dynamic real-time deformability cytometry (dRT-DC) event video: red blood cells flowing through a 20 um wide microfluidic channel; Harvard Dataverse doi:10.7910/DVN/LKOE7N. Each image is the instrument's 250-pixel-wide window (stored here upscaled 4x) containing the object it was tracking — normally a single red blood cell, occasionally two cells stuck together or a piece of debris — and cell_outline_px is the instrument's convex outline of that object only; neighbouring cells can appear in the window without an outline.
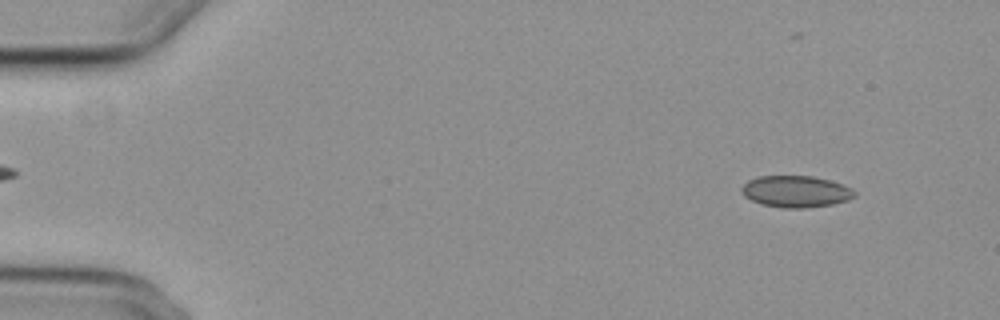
{"species": "common noctule bat (a hibernating species)", "species_latin": "Nyctalus noctula", "temperature_condition": "cold", "stored_images_in_passage": 44, "camera_frame_rate_fps": 3000, "um_per_image_px": 0.085, "animal": {"sex": "female", "body_mass_g": 29.2, "forearm_length_mm": 56.3}, "frame": {"image": 1, "passage_image": 5, "time_ms": 1.333, "image_size_px": [1000, 320], "cell_outline_px": [[856, 196], [848, 200], [832, 204], [804, 208], [780, 208], [760, 204], [744, 196], [740, 188], [748, 180], [760, 176], [812, 176], [828, 180], [852, 188], [856, 192]], "centroid_in_image_um": [67.63, 16.28], "position_along_channel_um": 17.4, "area_um2": 20.81}}
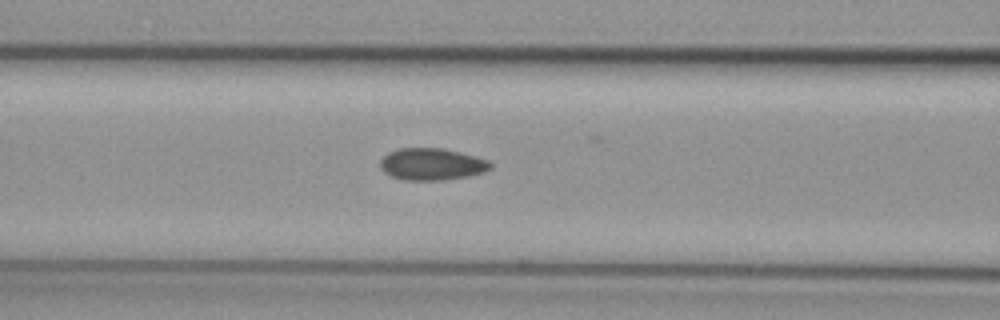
{"frame": {"image": 2, "passage_image": 23, "time_ms": 7.333, "image_size_px": [1000, 320], "cell_outline_px": [[492, 168], [484, 172], [468, 176], [440, 180], [404, 180], [392, 176], [384, 172], [380, 168], [380, 160], [388, 152], [400, 148], [444, 148], [476, 156], [488, 160], [492, 164]], "centroid_in_image_um": [36.71, 13.95], "position_along_channel_um": 129.9, "area_um2": 20.58}}
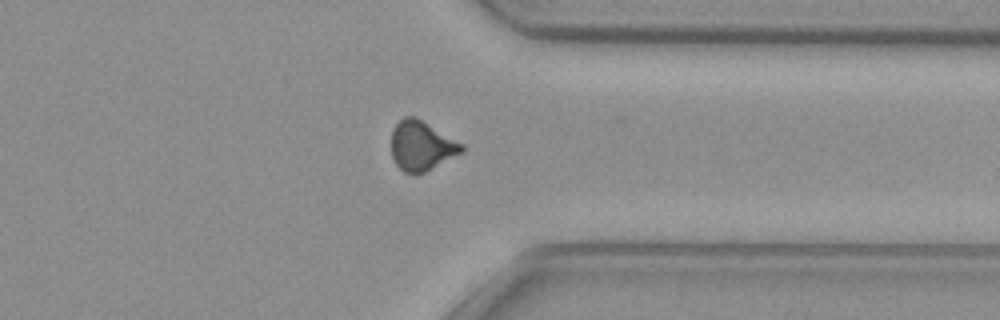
{"frame": {"image": 3, "passage_image": 43, "time_ms": 14.0, "image_size_px": [1000, 320], "cell_outline_px": [[464, 152], [424, 172], [404, 172], [392, 160], [392, 128], [404, 116], [416, 116], [464, 144]], "centroid_in_image_um": [35.84, 12.36], "position_along_channel_um": 375.6, "area_um2": 20.35}, "authors_computed_cell_mechanics": {"area_um2": 20.6346, "velocity_mm_per_s": 3.7311, "shape_relaxation_time_tau1_ms": null, "shape_relaxation_time_tau2_ms": 3.3758, "deformation_change_tau1": null, "deformation_change_tau2": 0.0638}}